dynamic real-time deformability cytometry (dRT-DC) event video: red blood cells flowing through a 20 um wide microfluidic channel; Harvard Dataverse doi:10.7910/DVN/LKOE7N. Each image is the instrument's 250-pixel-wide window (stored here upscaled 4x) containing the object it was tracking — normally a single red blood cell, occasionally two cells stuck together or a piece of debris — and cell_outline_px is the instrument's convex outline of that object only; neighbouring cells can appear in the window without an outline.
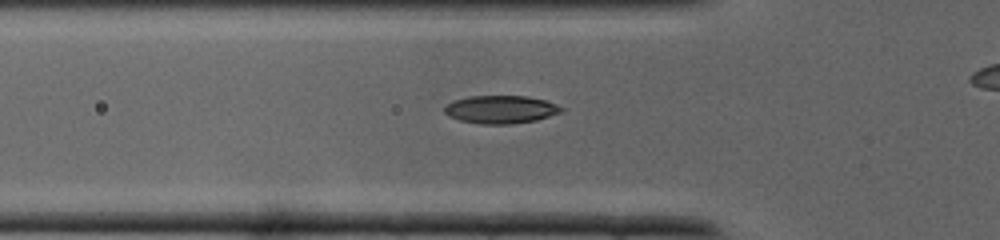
{"species": "common noctule bat (a hibernating species)", "species_latin": "Nyctalus noctula", "temperature_condition": "cold", "stored_images_in_passage": 26, "camera_frame_rate_fps": 3000, "um_per_image_px": 0.085, "animal": {"sex": "male", "body_mass_g": 19.0, "forearm_length_mm": 50.8}, "frame": {"image": 1, "passage_image": 8, "time_ms": 2.333, "image_size_px": [1000, 240], "cell_outline_px": [[564, 112], [536, 120], [512, 124], [480, 124], [460, 120], [448, 116], [444, 112], [444, 108], [452, 100], [472, 96], [528, 96], [544, 100], [556, 104], [564, 108]], "centroid_in_image_um": [42.58, 9.31], "position_along_channel_um": 83.2, "area_um2": 19.13}}
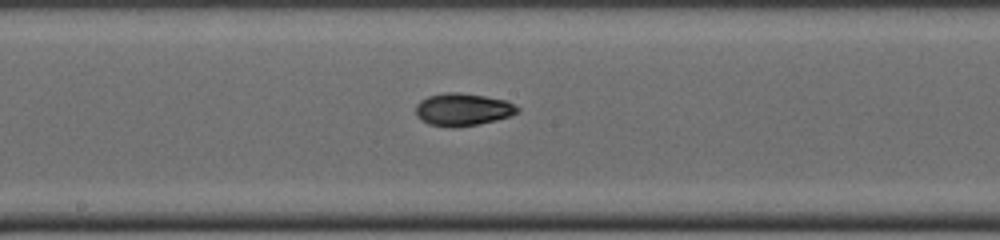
{"frame": {"image": 2, "passage_image": 15, "time_ms": 4.667, "image_size_px": [1000, 240], "cell_outline_px": [[520, 112], [512, 116], [480, 124], [452, 128], [428, 124], [420, 120], [416, 116], [416, 104], [420, 100], [428, 96], [444, 92], [456, 92], [484, 96], [504, 100], [520, 108]], "centroid_in_image_um": [39.32, 9.32], "position_along_channel_um": 208.9, "area_um2": 19.48}}
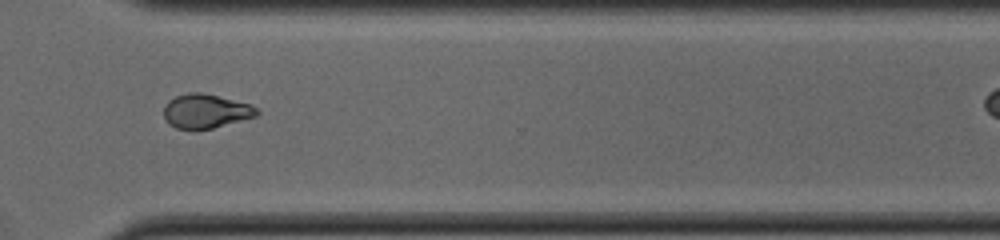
{"frame": {"image": 3, "passage_image": 23, "time_ms": 7.333, "image_size_px": [1000, 240], "cell_outline_px": [[260, 112], [256, 116], [212, 128], [176, 128], [168, 124], [164, 116], [164, 104], [168, 100], [176, 96], [188, 92], [200, 92], [252, 104]], "centroid_in_image_um": [17.47, 9.43], "position_along_channel_um": 353.1, "area_um2": 18.32}}